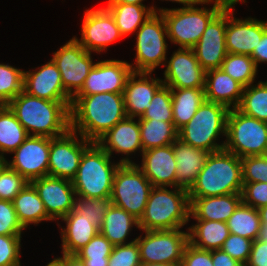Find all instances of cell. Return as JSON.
Listing matches in <instances>:
<instances>
[{"label": "cell", "instance_id": "obj_45", "mask_svg": "<svg viewBox=\"0 0 267 266\" xmlns=\"http://www.w3.org/2000/svg\"><path fill=\"white\" fill-rule=\"evenodd\" d=\"M28 181L9 166L0 174V199L13 201Z\"/></svg>", "mask_w": 267, "mask_h": 266}, {"label": "cell", "instance_id": "obj_51", "mask_svg": "<svg viewBox=\"0 0 267 266\" xmlns=\"http://www.w3.org/2000/svg\"><path fill=\"white\" fill-rule=\"evenodd\" d=\"M245 266H267V242L258 239L252 242L250 257Z\"/></svg>", "mask_w": 267, "mask_h": 266}, {"label": "cell", "instance_id": "obj_7", "mask_svg": "<svg viewBox=\"0 0 267 266\" xmlns=\"http://www.w3.org/2000/svg\"><path fill=\"white\" fill-rule=\"evenodd\" d=\"M229 109L219 103L205 100L190 121L178 131V138L195 148L210 153L224 149L225 143H216L221 133L226 136Z\"/></svg>", "mask_w": 267, "mask_h": 266}, {"label": "cell", "instance_id": "obj_35", "mask_svg": "<svg viewBox=\"0 0 267 266\" xmlns=\"http://www.w3.org/2000/svg\"><path fill=\"white\" fill-rule=\"evenodd\" d=\"M28 136L10 108L0 105V153H13Z\"/></svg>", "mask_w": 267, "mask_h": 266}, {"label": "cell", "instance_id": "obj_55", "mask_svg": "<svg viewBox=\"0 0 267 266\" xmlns=\"http://www.w3.org/2000/svg\"><path fill=\"white\" fill-rule=\"evenodd\" d=\"M165 1H168V0H165ZM169 1L183 4L184 7H182V8L194 6L197 4L200 5V4H206L207 3V5H208L209 2L212 3V0H169Z\"/></svg>", "mask_w": 267, "mask_h": 266}, {"label": "cell", "instance_id": "obj_44", "mask_svg": "<svg viewBox=\"0 0 267 266\" xmlns=\"http://www.w3.org/2000/svg\"><path fill=\"white\" fill-rule=\"evenodd\" d=\"M140 250L137 241L116 245L108 258V266H141Z\"/></svg>", "mask_w": 267, "mask_h": 266}, {"label": "cell", "instance_id": "obj_41", "mask_svg": "<svg viewBox=\"0 0 267 266\" xmlns=\"http://www.w3.org/2000/svg\"><path fill=\"white\" fill-rule=\"evenodd\" d=\"M78 197L76 196L77 199L75 198L74 209L99 229L105 214L112 205L110 198Z\"/></svg>", "mask_w": 267, "mask_h": 266}, {"label": "cell", "instance_id": "obj_53", "mask_svg": "<svg viewBox=\"0 0 267 266\" xmlns=\"http://www.w3.org/2000/svg\"><path fill=\"white\" fill-rule=\"evenodd\" d=\"M251 57L257 67L258 63L267 62V29L264 31L262 39L252 52Z\"/></svg>", "mask_w": 267, "mask_h": 266}, {"label": "cell", "instance_id": "obj_12", "mask_svg": "<svg viewBox=\"0 0 267 266\" xmlns=\"http://www.w3.org/2000/svg\"><path fill=\"white\" fill-rule=\"evenodd\" d=\"M52 59L61 73L65 91L73 98L83 87L85 79L95 64L92 61L91 52H88L73 37L53 53Z\"/></svg>", "mask_w": 267, "mask_h": 266}, {"label": "cell", "instance_id": "obj_59", "mask_svg": "<svg viewBox=\"0 0 267 266\" xmlns=\"http://www.w3.org/2000/svg\"><path fill=\"white\" fill-rule=\"evenodd\" d=\"M8 166V160L0 153V174L5 170Z\"/></svg>", "mask_w": 267, "mask_h": 266}, {"label": "cell", "instance_id": "obj_50", "mask_svg": "<svg viewBox=\"0 0 267 266\" xmlns=\"http://www.w3.org/2000/svg\"><path fill=\"white\" fill-rule=\"evenodd\" d=\"M180 266H213L211 251L198 249L188 243Z\"/></svg>", "mask_w": 267, "mask_h": 266}, {"label": "cell", "instance_id": "obj_33", "mask_svg": "<svg viewBox=\"0 0 267 266\" xmlns=\"http://www.w3.org/2000/svg\"><path fill=\"white\" fill-rule=\"evenodd\" d=\"M105 8L113 16L123 37L136 32L153 13H156V7L151 6L147 9L145 5L137 4H107Z\"/></svg>", "mask_w": 267, "mask_h": 266}, {"label": "cell", "instance_id": "obj_15", "mask_svg": "<svg viewBox=\"0 0 267 266\" xmlns=\"http://www.w3.org/2000/svg\"><path fill=\"white\" fill-rule=\"evenodd\" d=\"M81 32V40L74 38L88 52L100 53L123 37L113 16L105 7L86 10Z\"/></svg>", "mask_w": 267, "mask_h": 266}, {"label": "cell", "instance_id": "obj_3", "mask_svg": "<svg viewBox=\"0 0 267 266\" xmlns=\"http://www.w3.org/2000/svg\"><path fill=\"white\" fill-rule=\"evenodd\" d=\"M241 158L226 150L209 153L205 165L188 190L189 198L242 193Z\"/></svg>", "mask_w": 267, "mask_h": 266}, {"label": "cell", "instance_id": "obj_48", "mask_svg": "<svg viewBox=\"0 0 267 266\" xmlns=\"http://www.w3.org/2000/svg\"><path fill=\"white\" fill-rule=\"evenodd\" d=\"M23 230L13 203L0 199V235H21Z\"/></svg>", "mask_w": 267, "mask_h": 266}, {"label": "cell", "instance_id": "obj_43", "mask_svg": "<svg viewBox=\"0 0 267 266\" xmlns=\"http://www.w3.org/2000/svg\"><path fill=\"white\" fill-rule=\"evenodd\" d=\"M243 183H267V155L241 158Z\"/></svg>", "mask_w": 267, "mask_h": 266}, {"label": "cell", "instance_id": "obj_56", "mask_svg": "<svg viewBox=\"0 0 267 266\" xmlns=\"http://www.w3.org/2000/svg\"><path fill=\"white\" fill-rule=\"evenodd\" d=\"M143 0H109L108 4H137V5H144L142 4Z\"/></svg>", "mask_w": 267, "mask_h": 266}, {"label": "cell", "instance_id": "obj_38", "mask_svg": "<svg viewBox=\"0 0 267 266\" xmlns=\"http://www.w3.org/2000/svg\"><path fill=\"white\" fill-rule=\"evenodd\" d=\"M221 69L244 88L253 84L257 66L251 56L228 53L222 62Z\"/></svg>", "mask_w": 267, "mask_h": 266}, {"label": "cell", "instance_id": "obj_10", "mask_svg": "<svg viewBox=\"0 0 267 266\" xmlns=\"http://www.w3.org/2000/svg\"><path fill=\"white\" fill-rule=\"evenodd\" d=\"M159 15V16H158ZM134 72H153L156 67L165 66L168 37L162 14L153 13L137 30Z\"/></svg>", "mask_w": 267, "mask_h": 266}, {"label": "cell", "instance_id": "obj_17", "mask_svg": "<svg viewBox=\"0 0 267 266\" xmlns=\"http://www.w3.org/2000/svg\"><path fill=\"white\" fill-rule=\"evenodd\" d=\"M227 26V5L210 21L200 40L193 47L197 60L205 70L220 69L228 54L225 32Z\"/></svg>", "mask_w": 267, "mask_h": 266}, {"label": "cell", "instance_id": "obj_60", "mask_svg": "<svg viewBox=\"0 0 267 266\" xmlns=\"http://www.w3.org/2000/svg\"><path fill=\"white\" fill-rule=\"evenodd\" d=\"M141 266H180V264H168V263H142Z\"/></svg>", "mask_w": 267, "mask_h": 266}, {"label": "cell", "instance_id": "obj_6", "mask_svg": "<svg viewBox=\"0 0 267 266\" xmlns=\"http://www.w3.org/2000/svg\"><path fill=\"white\" fill-rule=\"evenodd\" d=\"M212 8H186L158 9L156 13L162 14L168 39L180 48H193L200 40L210 21L229 3L228 0H212Z\"/></svg>", "mask_w": 267, "mask_h": 266}, {"label": "cell", "instance_id": "obj_29", "mask_svg": "<svg viewBox=\"0 0 267 266\" xmlns=\"http://www.w3.org/2000/svg\"><path fill=\"white\" fill-rule=\"evenodd\" d=\"M198 223L188 228L189 243L201 250L220 249L229 237L227 222L196 220ZM198 240H197V239Z\"/></svg>", "mask_w": 267, "mask_h": 266}, {"label": "cell", "instance_id": "obj_24", "mask_svg": "<svg viewBox=\"0 0 267 266\" xmlns=\"http://www.w3.org/2000/svg\"><path fill=\"white\" fill-rule=\"evenodd\" d=\"M134 117H126L119 121L96 142L111 156L113 151L127 156L139 150L143 153L141 145L140 125Z\"/></svg>", "mask_w": 267, "mask_h": 266}, {"label": "cell", "instance_id": "obj_34", "mask_svg": "<svg viewBox=\"0 0 267 266\" xmlns=\"http://www.w3.org/2000/svg\"><path fill=\"white\" fill-rule=\"evenodd\" d=\"M139 125L143 151L171 145L178 138V131L173 122L139 119Z\"/></svg>", "mask_w": 267, "mask_h": 266}, {"label": "cell", "instance_id": "obj_37", "mask_svg": "<svg viewBox=\"0 0 267 266\" xmlns=\"http://www.w3.org/2000/svg\"><path fill=\"white\" fill-rule=\"evenodd\" d=\"M236 109L244 115L267 123V81L245 87Z\"/></svg>", "mask_w": 267, "mask_h": 266}, {"label": "cell", "instance_id": "obj_20", "mask_svg": "<svg viewBox=\"0 0 267 266\" xmlns=\"http://www.w3.org/2000/svg\"><path fill=\"white\" fill-rule=\"evenodd\" d=\"M233 4H227V26L225 32L228 53L251 56L267 29V21L255 18L245 20L233 16Z\"/></svg>", "mask_w": 267, "mask_h": 266}, {"label": "cell", "instance_id": "obj_13", "mask_svg": "<svg viewBox=\"0 0 267 266\" xmlns=\"http://www.w3.org/2000/svg\"><path fill=\"white\" fill-rule=\"evenodd\" d=\"M69 129L65 134L50 138L48 176L71 180L75 177L84 150L92 143Z\"/></svg>", "mask_w": 267, "mask_h": 266}, {"label": "cell", "instance_id": "obj_23", "mask_svg": "<svg viewBox=\"0 0 267 266\" xmlns=\"http://www.w3.org/2000/svg\"><path fill=\"white\" fill-rule=\"evenodd\" d=\"M150 74L152 72L133 71L128 77L123 92L127 117L140 118L149 108L155 93L164 85L162 79L150 78Z\"/></svg>", "mask_w": 267, "mask_h": 266}, {"label": "cell", "instance_id": "obj_58", "mask_svg": "<svg viewBox=\"0 0 267 266\" xmlns=\"http://www.w3.org/2000/svg\"><path fill=\"white\" fill-rule=\"evenodd\" d=\"M258 240L267 242V225H261Z\"/></svg>", "mask_w": 267, "mask_h": 266}, {"label": "cell", "instance_id": "obj_19", "mask_svg": "<svg viewBox=\"0 0 267 266\" xmlns=\"http://www.w3.org/2000/svg\"><path fill=\"white\" fill-rule=\"evenodd\" d=\"M167 62L163 84L170 88H205L206 71L193 48H178Z\"/></svg>", "mask_w": 267, "mask_h": 266}, {"label": "cell", "instance_id": "obj_42", "mask_svg": "<svg viewBox=\"0 0 267 266\" xmlns=\"http://www.w3.org/2000/svg\"><path fill=\"white\" fill-rule=\"evenodd\" d=\"M139 119L173 122L171 88L163 85L154 95L150 106Z\"/></svg>", "mask_w": 267, "mask_h": 266}, {"label": "cell", "instance_id": "obj_22", "mask_svg": "<svg viewBox=\"0 0 267 266\" xmlns=\"http://www.w3.org/2000/svg\"><path fill=\"white\" fill-rule=\"evenodd\" d=\"M141 155L142 165L137 166L152 186L176 187L177 163L172 144L145 150Z\"/></svg>", "mask_w": 267, "mask_h": 266}, {"label": "cell", "instance_id": "obj_36", "mask_svg": "<svg viewBox=\"0 0 267 266\" xmlns=\"http://www.w3.org/2000/svg\"><path fill=\"white\" fill-rule=\"evenodd\" d=\"M227 225L231 234L254 241L258 239L261 229L259 211L241 202L229 217Z\"/></svg>", "mask_w": 267, "mask_h": 266}, {"label": "cell", "instance_id": "obj_16", "mask_svg": "<svg viewBox=\"0 0 267 266\" xmlns=\"http://www.w3.org/2000/svg\"><path fill=\"white\" fill-rule=\"evenodd\" d=\"M131 64L120 60H105L94 64L84 85L75 96L97 93H123L126 81L132 73Z\"/></svg>", "mask_w": 267, "mask_h": 266}, {"label": "cell", "instance_id": "obj_40", "mask_svg": "<svg viewBox=\"0 0 267 266\" xmlns=\"http://www.w3.org/2000/svg\"><path fill=\"white\" fill-rule=\"evenodd\" d=\"M24 71L0 64V105H7L23 91Z\"/></svg>", "mask_w": 267, "mask_h": 266}, {"label": "cell", "instance_id": "obj_31", "mask_svg": "<svg viewBox=\"0 0 267 266\" xmlns=\"http://www.w3.org/2000/svg\"><path fill=\"white\" fill-rule=\"evenodd\" d=\"M12 203L17 218L24 229L32 223L36 225L42 221H51L40 196L29 182L13 199Z\"/></svg>", "mask_w": 267, "mask_h": 266}, {"label": "cell", "instance_id": "obj_27", "mask_svg": "<svg viewBox=\"0 0 267 266\" xmlns=\"http://www.w3.org/2000/svg\"><path fill=\"white\" fill-rule=\"evenodd\" d=\"M204 89L207 101L235 109L240 103L244 87L220 68L206 71Z\"/></svg>", "mask_w": 267, "mask_h": 266}, {"label": "cell", "instance_id": "obj_14", "mask_svg": "<svg viewBox=\"0 0 267 266\" xmlns=\"http://www.w3.org/2000/svg\"><path fill=\"white\" fill-rule=\"evenodd\" d=\"M50 138L29 135L13 152L8 166L22 175L29 183L48 176Z\"/></svg>", "mask_w": 267, "mask_h": 266}, {"label": "cell", "instance_id": "obj_25", "mask_svg": "<svg viewBox=\"0 0 267 266\" xmlns=\"http://www.w3.org/2000/svg\"><path fill=\"white\" fill-rule=\"evenodd\" d=\"M172 146L177 163L176 187L189 190L204 167L210 152L192 147L179 138L172 143Z\"/></svg>", "mask_w": 267, "mask_h": 266}, {"label": "cell", "instance_id": "obj_47", "mask_svg": "<svg viewBox=\"0 0 267 266\" xmlns=\"http://www.w3.org/2000/svg\"><path fill=\"white\" fill-rule=\"evenodd\" d=\"M21 235H0V266H21Z\"/></svg>", "mask_w": 267, "mask_h": 266}, {"label": "cell", "instance_id": "obj_1", "mask_svg": "<svg viewBox=\"0 0 267 266\" xmlns=\"http://www.w3.org/2000/svg\"><path fill=\"white\" fill-rule=\"evenodd\" d=\"M126 117L123 93L74 96L71 101L70 129L92 142Z\"/></svg>", "mask_w": 267, "mask_h": 266}, {"label": "cell", "instance_id": "obj_28", "mask_svg": "<svg viewBox=\"0 0 267 266\" xmlns=\"http://www.w3.org/2000/svg\"><path fill=\"white\" fill-rule=\"evenodd\" d=\"M66 228L61 229L62 252L76 254L99 232V229L75 209L62 218Z\"/></svg>", "mask_w": 267, "mask_h": 266}, {"label": "cell", "instance_id": "obj_52", "mask_svg": "<svg viewBox=\"0 0 267 266\" xmlns=\"http://www.w3.org/2000/svg\"><path fill=\"white\" fill-rule=\"evenodd\" d=\"M211 256L213 266H243L221 249L212 250Z\"/></svg>", "mask_w": 267, "mask_h": 266}, {"label": "cell", "instance_id": "obj_4", "mask_svg": "<svg viewBox=\"0 0 267 266\" xmlns=\"http://www.w3.org/2000/svg\"><path fill=\"white\" fill-rule=\"evenodd\" d=\"M111 156L97 143L92 142L83 152L72 184L76 196L110 198L113 178L120 164H134L129 158L111 163Z\"/></svg>", "mask_w": 267, "mask_h": 266}, {"label": "cell", "instance_id": "obj_26", "mask_svg": "<svg viewBox=\"0 0 267 266\" xmlns=\"http://www.w3.org/2000/svg\"><path fill=\"white\" fill-rule=\"evenodd\" d=\"M190 215L196 220L227 222L242 202L241 193L220 196L189 198Z\"/></svg>", "mask_w": 267, "mask_h": 266}, {"label": "cell", "instance_id": "obj_30", "mask_svg": "<svg viewBox=\"0 0 267 266\" xmlns=\"http://www.w3.org/2000/svg\"><path fill=\"white\" fill-rule=\"evenodd\" d=\"M176 90V91H175ZM173 124L177 131L195 115L206 100L204 88H171Z\"/></svg>", "mask_w": 267, "mask_h": 266}, {"label": "cell", "instance_id": "obj_5", "mask_svg": "<svg viewBox=\"0 0 267 266\" xmlns=\"http://www.w3.org/2000/svg\"><path fill=\"white\" fill-rule=\"evenodd\" d=\"M164 186H153L142 217L140 230L179 229L190 219L188 190L175 187L174 191Z\"/></svg>", "mask_w": 267, "mask_h": 266}, {"label": "cell", "instance_id": "obj_21", "mask_svg": "<svg viewBox=\"0 0 267 266\" xmlns=\"http://www.w3.org/2000/svg\"><path fill=\"white\" fill-rule=\"evenodd\" d=\"M37 71H24L23 91L28 95L51 101H72L65 91L61 73L51 59Z\"/></svg>", "mask_w": 267, "mask_h": 266}, {"label": "cell", "instance_id": "obj_2", "mask_svg": "<svg viewBox=\"0 0 267 266\" xmlns=\"http://www.w3.org/2000/svg\"><path fill=\"white\" fill-rule=\"evenodd\" d=\"M7 106L28 135L53 138L70 129L71 101L45 100L22 91Z\"/></svg>", "mask_w": 267, "mask_h": 266}, {"label": "cell", "instance_id": "obj_9", "mask_svg": "<svg viewBox=\"0 0 267 266\" xmlns=\"http://www.w3.org/2000/svg\"><path fill=\"white\" fill-rule=\"evenodd\" d=\"M152 187L136 163L120 164L114 174L110 201L139 221Z\"/></svg>", "mask_w": 267, "mask_h": 266}, {"label": "cell", "instance_id": "obj_46", "mask_svg": "<svg viewBox=\"0 0 267 266\" xmlns=\"http://www.w3.org/2000/svg\"><path fill=\"white\" fill-rule=\"evenodd\" d=\"M252 242L251 239L230 233L220 249L245 266L250 257Z\"/></svg>", "mask_w": 267, "mask_h": 266}, {"label": "cell", "instance_id": "obj_61", "mask_svg": "<svg viewBox=\"0 0 267 266\" xmlns=\"http://www.w3.org/2000/svg\"><path fill=\"white\" fill-rule=\"evenodd\" d=\"M239 1H242V0H228V2L230 3V4H233V5H235L237 2H239Z\"/></svg>", "mask_w": 267, "mask_h": 266}, {"label": "cell", "instance_id": "obj_57", "mask_svg": "<svg viewBox=\"0 0 267 266\" xmlns=\"http://www.w3.org/2000/svg\"><path fill=\"white\" fill-rule=\"evenodd\" d=\"M261 225H267V205L258 209Z\"/></svg>", "mask_w": 267, "mask_h": 266}, {"label": "cell", "instance_id": "obj_32", "mask_svg": "<svg viewBox=\"0 0 267 266\" xmlns=\"http://www.w3.org/2000/svg\"><path fill=\"white\" fill-rule=\"evenodd\" d=\"M139 228V221L124 209L111 205L105 214L103 223L99 228L102 233L114 246L126 244V239L131 227Z\"/></svg>", "mask_w": 267, "mask_h": 266}, {"label": "cell", "instance_id": "obj_54", "mask_svg": "<svg viewBox=\"0 0 267 266\" xmlns=\"http://www.w3.org/2000/svg\"><path fill=\"white\" fill-rule=\"evenodd\" d=\"M62 254V257L55 258L51 261L54 266H86L85 262L76 254Z\"/></svg>", "mask_w": 267, "mask_h": 266}, {"label": "cell", "instance_id": "obj_11", "mask_svg": "<svg viewBox=\"0 0 267 266\" xmlns=\"http://www.w3.org/2000/svg\"><path fill=\"white\" fill-rule=\"evenodd\" d=\"M145 236L135 238L141 263L181 264L183 252L189 243L188 233L179 229L145 230Z\"/></svg>", "mask_w": 267, "mask_h": 266}, {"label": "cell", "instance_id": "obj_8", "mask_svg": "<svg viewBox=\"0 0 267 266\" xmlns=\"http://www.w3.org/2000/svg\"><path fill=\"white\" fill-rule=\"evenodd\" d=\"M224 150L239 158L267 155V123L229 109Z\"/></svg>", "mask_w": 267, "mask_h": 266}, {"label": "cell", "instance_id": "obj_39", "mask_svg": "<svg viewBox=\"0 0 267 266\" xmlns=\"http://www.w3.org/2000/svg\"><path fill=\"white\" fill-rule=\"evenodd\" d=\"M113 247L114 245L98 232L76 255L85 262L86 266H108V258Z\"/></svg>", "mask_w": 267, "mask_h": 266}, {"label": "cell", "instance_id": "obj_49", "mask_svg": "<svg viewBox=\"0 0 267 266\" xmlns=\"http://www.w3.org/2000/svg\"><path fill=\"white\" fill-rule=\"evenodd\" d=\"M242 202L255 209L267 205V183H243Z\"/></svg>", "mask_w": 267, "mask_h": 266}, {"label": "cell", "instance_id": "obj_62", "mask_svg": "<svg viewBox=\"0 0 267 266\" xmlns=\"http://www.w3.org/2000/svg\"><path fill=\"white\" fill-rule=\"evenodd\" d=\"M46 266H54L51 262H49Z\"/></svg>", "mask_w": 267, "mask_h": 266}, {"label": "cell", "instance_id": "obj_18", "mask_svg": "<svg viewBox=\"0 0 267 266\" xmlns=\"http://www.w3.org/2000/svg\"><path fill=\"white\" fill-rule=\"evenodd\" d=\"M30 183L40 196L52 221L62 219L74 209L76 192L71 180L44 176Z\"/></svg>", "mask_w": 267, "mask_h": 266}]
</instances>
